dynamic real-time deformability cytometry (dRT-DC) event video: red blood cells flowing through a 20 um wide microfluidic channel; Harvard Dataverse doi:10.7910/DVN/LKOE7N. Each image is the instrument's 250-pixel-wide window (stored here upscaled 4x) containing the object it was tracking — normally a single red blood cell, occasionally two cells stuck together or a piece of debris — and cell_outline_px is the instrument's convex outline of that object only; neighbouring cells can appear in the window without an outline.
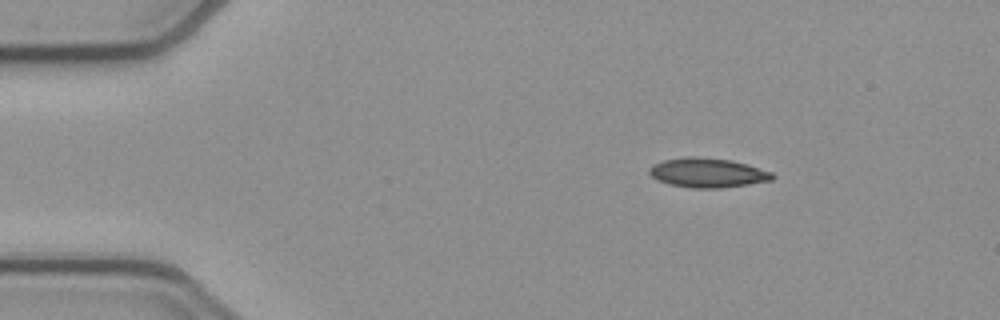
{"species": "common noctule bat (a hibernating species)", "species_latin": "Nyctalus noctula", "temperature_condition": "cold", "stored_images_in_passage": 45, "camera_frame_rate_fps": 3000, "um_per_image_px": 0.085, "animal": {"sex": "female", "body_mass_g": 21.9}, "frame": {"image": 1, "passage_image": 1, "time_ms": 0.0, "image_size_px": [1000, 320], "cell_outline_px": [[776, 176], [772, 180], [748, 184], [720, 188], [692, 188], [668, 184], [656, 180], [648, 172], [648, 168], [652, 164], [664, 160], [688, 156], [696, 156], [732, 160], [772, 172]], "centroid_in_image_um": [60.11, 14.68], "position_along_channel_um": 24.9, "area_um2": 21.21}}
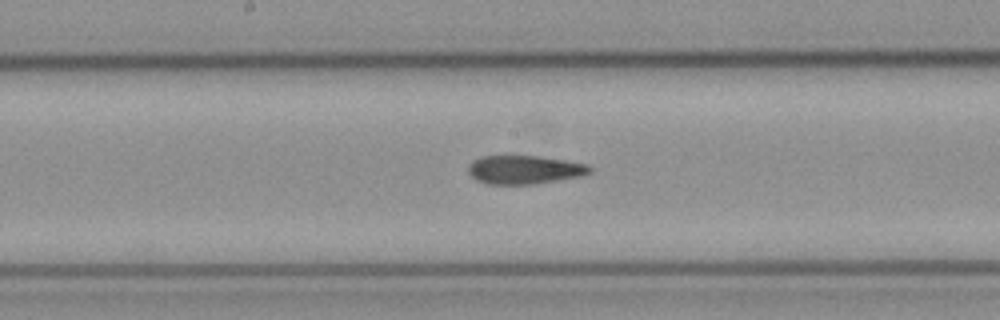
{"frame": {"image": 2, "passage_image": 20, "time_ms": 6.333, "image_size_px": [1000, 320], "cell_outline_px": [[592, 172], [580, 176], [532, 184], [488, 184], [476, 180], [468, 172], [468, 164], [472, 160], [480, 156], [540, 156], [588, 164], [592, 168]], "centroid_in_image_um": [44.55, 14.41], "position_along_channel_um": 203.7, "area_um2": 20.23}}
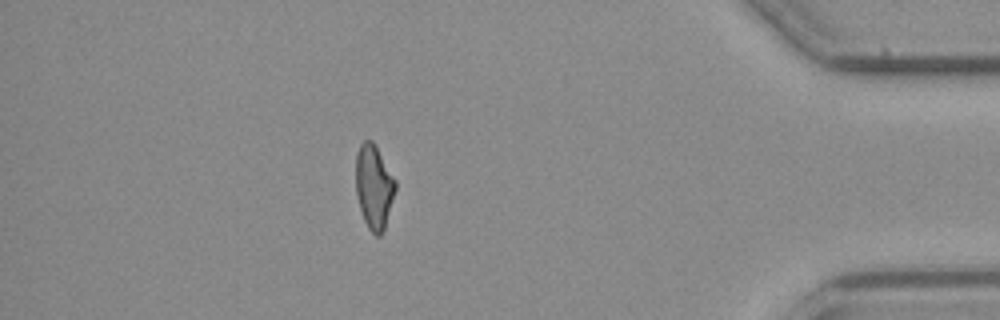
{"frame": {"image": 3, "passage_image": 39, "time_ms": 12.667, "image_size_px": [1000, 320], "cell_outline_px": [[396, 188], [384, 232], [380, 236], [376, 236], [368, 228], [364, 220], [356, 196], [356, 152], [360, 144], [364, 140], [372, 140], [396, 180]], "centroid_in_image_um": [31.78, 15.89], "position_along_channel_um": 403.4, "area_um2": 19.48}, "authors_computed_cell_mechanics": {"area_um2": 20.6924, "velocity_mm_per_s": 3.8948, "shape_relaxation_time_tau1_ms": 7.0683, "shape_relaxation_time_tau2_ms": 2.8885, "deformation_change_tau1": 0.1929, "deformation_change_tau2": 0.1147}}